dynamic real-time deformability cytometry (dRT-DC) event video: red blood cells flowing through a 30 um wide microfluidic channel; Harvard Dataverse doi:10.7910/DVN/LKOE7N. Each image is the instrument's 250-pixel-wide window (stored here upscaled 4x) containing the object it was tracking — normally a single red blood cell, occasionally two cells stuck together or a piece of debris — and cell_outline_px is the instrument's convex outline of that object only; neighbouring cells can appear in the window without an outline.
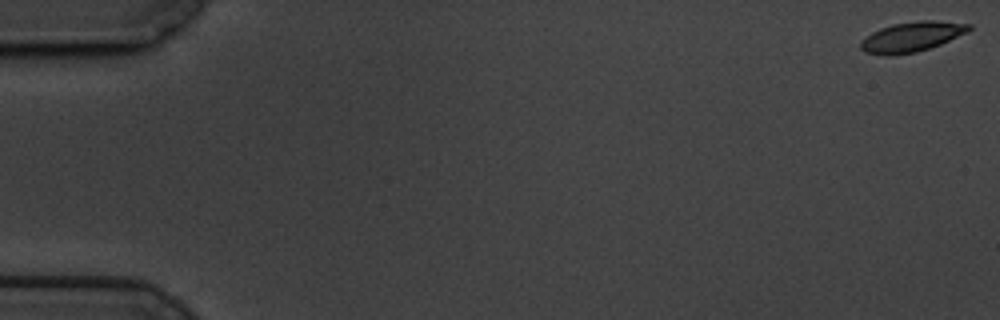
{"species": "common noctule bat (a hibernating species)", "species_latin": "Nyctalus noctula", "temperature_condition": "cold", "stored_images_in_passage": 15, "camera_frame_rate_fps": 3000, "um_per_image_px": 0.085, "animal": {"sex": "male", "body_mass_g": 19.5, "forearm_length_mm": 54.6}, "frame": {"image": 1, "passage_image": 1, "time_ms": 0.0, "image_size_px": [1000, 320], "cell_outline_px": [[972, 28], [968, 32], [940, 44], [916, 52], [892, 56], [884, 56], [864, 52], [860, 48], [860, 40], [872, 32], [880, 28], [892, 24], [920, 20], [932, 20], [972, 24]], "centroid_in_image_um": [77.47, 3.13], "position_along_channel_um": 7.5, "area_um2": 19.07}}
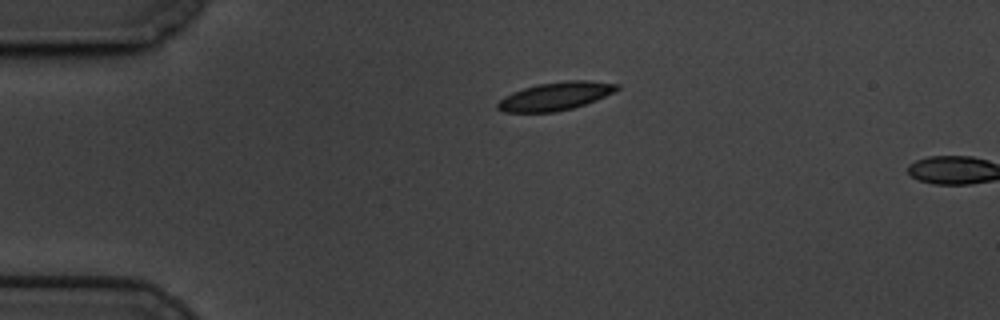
{"frame": {"image": 2, "passage_image": 14, "time_ms": 4.333, "image_size_px": [1000, 320], "cell_outline_px": [[620, 88], [596, 100], [572, 108], [556, 112], [504, 112], [496, 108], [496, 104], [504, 96], [512, 92], [524, 88], [540, 84], [564, 80], [588, 80], [620, 84]], "centroid_in_image_um": [47.2, 8.17], "position_along_channel_um": 37.8, "area_um2": 19.48}}